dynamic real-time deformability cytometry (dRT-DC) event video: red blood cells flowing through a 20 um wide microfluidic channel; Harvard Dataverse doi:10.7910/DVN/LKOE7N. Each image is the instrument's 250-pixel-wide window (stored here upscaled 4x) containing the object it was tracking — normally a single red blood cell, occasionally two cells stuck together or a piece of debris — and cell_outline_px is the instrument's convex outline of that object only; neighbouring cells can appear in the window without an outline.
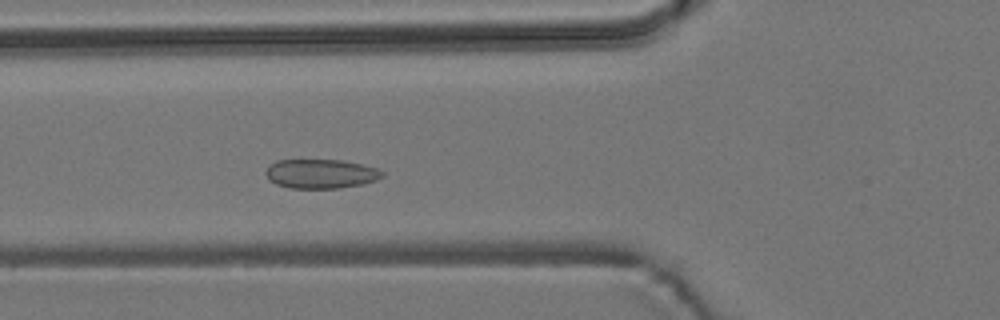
{"species": "common noctule bat (a hibernating species)", "species_latin": "Nyctalus noctula", "temperature_condition": "room temperature", "stored_images_in_passage": 40, "camera_frame_rate_fps": 3000, "um_per_image_px": 0.085, "animal": {"sex": "male", "body_mass_g": 19.2, "forearm_length_mm": 51.8}, "frame": {"image": 1, "passage_image": 12, "time_ms": 3.667, "image_size_px": [1000, 320], "cell_outline_px": [[384, 176], [376, 180], [364, 184], [340, 188], [288, 188], [276, 184], [268, 180], [264, 172], [276, 160], [300, 156], [340, 160], [380, 168], [384, 172]], "centroid_in_image_um": [27.23, 14.72], "position_along_channel_um": 98.6, "area_um2": 20.92}}
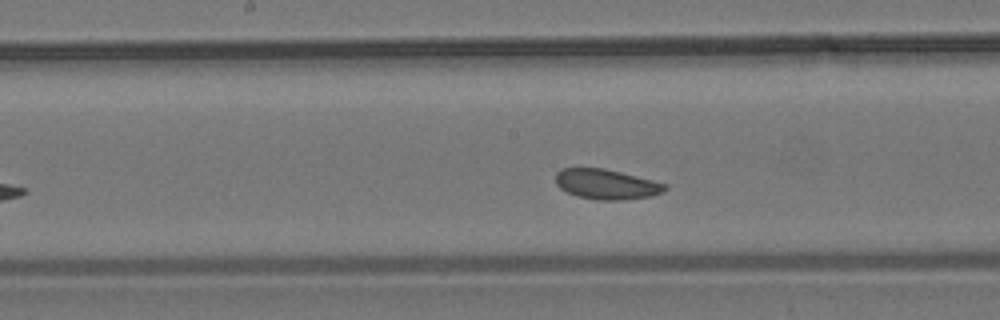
{"frame": {"image": 2, "passage_image": 20, "time_ms": 6.333, "image_size_px": [1000, 320], "cell_outline_px": [[668, 188], [664, 192], [652, 196], [624, 200], [596, 200], [576, 196], [560, 188], [556, 184], [556, 172], [564, 168], [604, 168], [668, 184]], "centroid_in_image_um": [51.57, 15.67], "position_along_channel_um": 196.6, "area_um2": 19.25}}
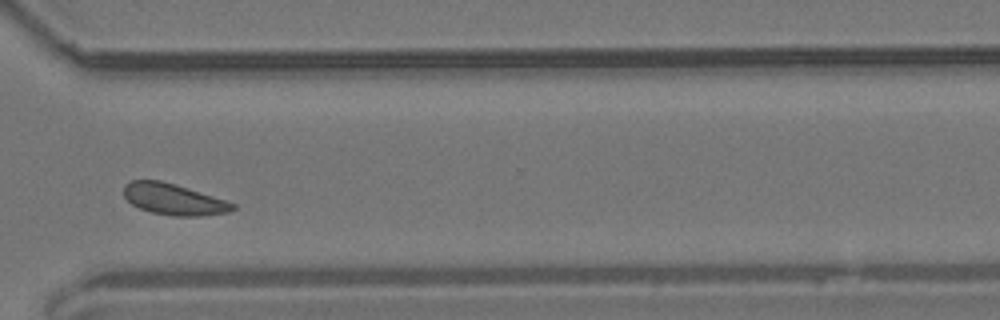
{"frame": {"image": 3, "passage_image": 33, "time_ms": 10.667, "image_size_px": [1000, 320], "cell_outline_px": [[236, 208], [228, 212], [200, 216], [172, 216], [152, 212], [140, 208], [132, 204], [124, 196], [124, 184], [132, 180], [160, 180], [212, 196], [236, 204]], "centroid_in_image_um": [14.74, 16.94], "position_along_channel_um": 355.9, "area_um2": 19.48}, "authors_computed_cell_mechanics": {"area_um2": 19.7676, "velocity_mm_per_s": 3.6756, "shape_relaxation_time_tau1_ms": null, "shape_relaxation_time_tau2_ms": 2.2824, "deformation_change_tau1": null, "deformation_change_tau2": 0.0786}}